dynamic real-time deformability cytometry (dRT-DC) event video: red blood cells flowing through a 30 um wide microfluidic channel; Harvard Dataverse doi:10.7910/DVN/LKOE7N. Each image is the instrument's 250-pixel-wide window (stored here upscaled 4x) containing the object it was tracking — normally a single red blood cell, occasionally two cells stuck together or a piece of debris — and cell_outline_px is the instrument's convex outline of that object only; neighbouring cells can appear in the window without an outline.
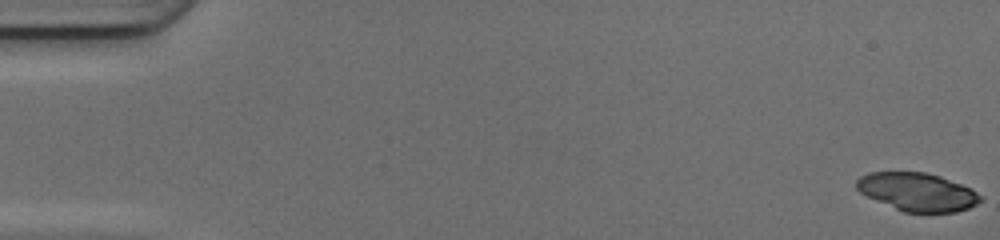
{"species": "common noctule bat (a hibernating species)", "species_latin": "Nyctalus noctula", "temperature_condition": "cold", "stored_images_in_passage": 50, "camera_frame_rate_fps": 3000, "um_per_image_px": 0.085, "animal": {"sex": "female", "body_mass_g": 17.0, "forearm_length_mm": 48.0}, "frame": {"image": 1, "passage_image": 1, "time_ms": 0.0, "image_size_px": [1000, 240], "cell_outline_px": [[984, 200], [968, 208], [956, 212], [904, 212], [868, 196], [860, 192], [856, 188], [856, 180], [860, 176], [868, 172], [924, 172], [940, 176], [972, 188], [984, 196]], "centroid_in_image_um": [78.02, 16.3], "position_along_channel_um": 7.0, "area_um2": 27.57}, "authors_computed_cell_mechanics": {"area_um2": 27.8307, "velocity_mm_per_s": 4.204, "shape_relaxation_time_tau1_ms": null, "shape_relaxation_time_tau2_ms": 4.3894, "deformation_change_tau1": null, "deformation_change_tau2": 0.0876}}